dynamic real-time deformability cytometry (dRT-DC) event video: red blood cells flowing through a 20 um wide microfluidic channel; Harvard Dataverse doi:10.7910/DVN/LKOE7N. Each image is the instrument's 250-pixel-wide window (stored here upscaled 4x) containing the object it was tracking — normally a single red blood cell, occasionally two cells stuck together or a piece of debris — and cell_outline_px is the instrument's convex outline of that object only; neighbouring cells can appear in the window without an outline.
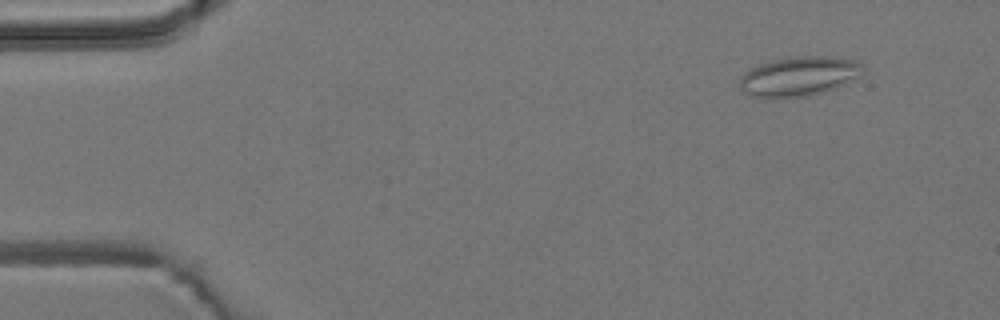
{"species": "common noctule bat (a hibernating species)", "species_latin": "Nyctalus noctula", "temperature_condition": "room temperature", "stored_images_in_passage": 53, "camera_frame_rate_fps": 3000, "um_per_image_px": 0.085, "animal": {"sex": "male", "body_mass_g": 19.2, "forearm_length_mm": 51.8}, "frame": {"image": 1, "passage_image": 5, "time_ms": 1.333, "image_size_px": [1000, 320], "cell_outline_px": [[864, 72], [860, 76], [836, 88], [808, 96], [772, 100], [764, 100], [752, 96], [744, 92], [740, 88], [740, 76], [744, 72], [760, 64], [772, 60], [788, 56], [840, 56], [852, 60], [860, 64], [864, 68]], "centroid_in_image_um": [67.88, 6.51], "position_along_channel_um": 17.1, "area_um2": 29.13}}
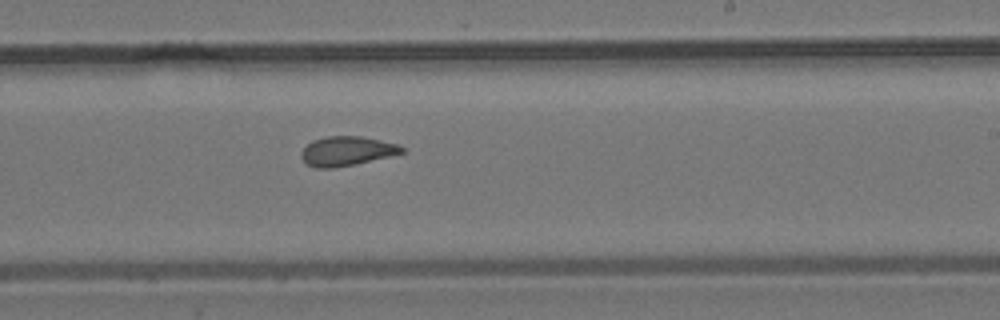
{"frame": {"image": 2, "passage_image": 32, "time_ms": 10.333, "image_size_px": [1000, 320], "cell_outline_px": [[404, 152], [388, 156], [352, 164], [332, 168], [316, 168], [308, 164], [300, 156], [300, 152], [312, 140], [328, 136], [360, 136], [380, 140], [396, 144], [404, 148]], "centroid_in_image_um": [29.43, 12.83], "position_along_channel_um": 259.6, "area_um2": 16.82}}
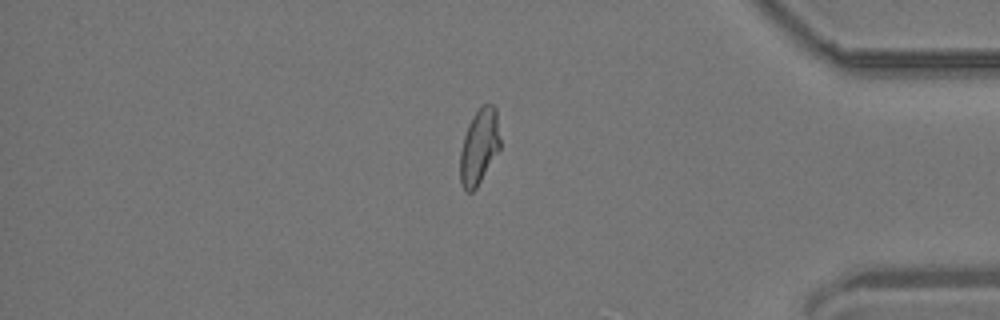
{"frame": {"image": 3, "passage_image": 45, "time_ms": 14.667, "image_size_px": [1000, 320], "cell_outline_px": [[500, 148], [476, 188], [472, 192], [468, 192], [464, 188], [460, 180], [460, 152], [464, 136], [468, 124], [472, 116], [484, 104], [492, 104], [496, 108], [500, 140]], "centroid_in_image_um": [40.73, 12.45], "position_along_channel_um": 394.5, "area_um2": 17.4}, "authors_computed_cell_mechanics": {"area_um2": 18.0336, "velocity_mm_per_s": 3.8118, "shape_relaxation_time_tau1_ms": null, "shape_relaxation_time_tau2_ms": 1.8665, "deformation_change_tau1": null, "deformation_change_tau2": 0.0809}}